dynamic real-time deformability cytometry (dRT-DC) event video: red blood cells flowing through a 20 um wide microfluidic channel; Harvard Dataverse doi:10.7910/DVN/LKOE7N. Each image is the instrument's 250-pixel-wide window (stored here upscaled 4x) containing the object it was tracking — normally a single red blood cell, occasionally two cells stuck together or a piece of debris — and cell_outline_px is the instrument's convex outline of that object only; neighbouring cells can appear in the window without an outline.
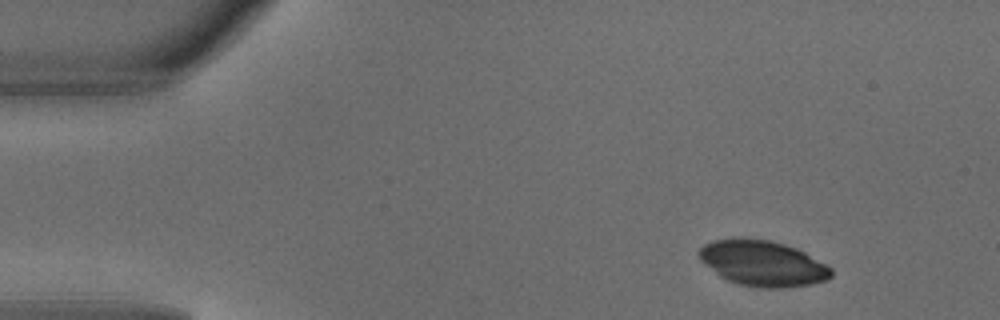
{"species": "common noctule bat (a hibernating species)", "species_latin": "Nyctalus noctula", "temperature_condition": "warm", "stored_images_in_passage": 3, "camera_frame_rate_fps": 3000, "um_per_image_px": 0.085, "animal": {"sex": "male", "body_mass_g": 18.8}, "frame": {"image": 1, "passage_image": 1, "time_ms": 0.0, "image_size_px": [1000, 320], "cell_outline_px": [[832, 276], [824, 280], [808, 284], [776, 288], [764, 288], [740, 284], [728, 280], [720, 276], [700, 260], [696, 252], [704, 244], [712, 240], [768, 240], [784, 244], [796, 248], [804, 252], [832, 268]], "centroid_in_image_um": [64.81, 22.39], "position_along_channel_um": 20.2, "area_um2": 34.22}}